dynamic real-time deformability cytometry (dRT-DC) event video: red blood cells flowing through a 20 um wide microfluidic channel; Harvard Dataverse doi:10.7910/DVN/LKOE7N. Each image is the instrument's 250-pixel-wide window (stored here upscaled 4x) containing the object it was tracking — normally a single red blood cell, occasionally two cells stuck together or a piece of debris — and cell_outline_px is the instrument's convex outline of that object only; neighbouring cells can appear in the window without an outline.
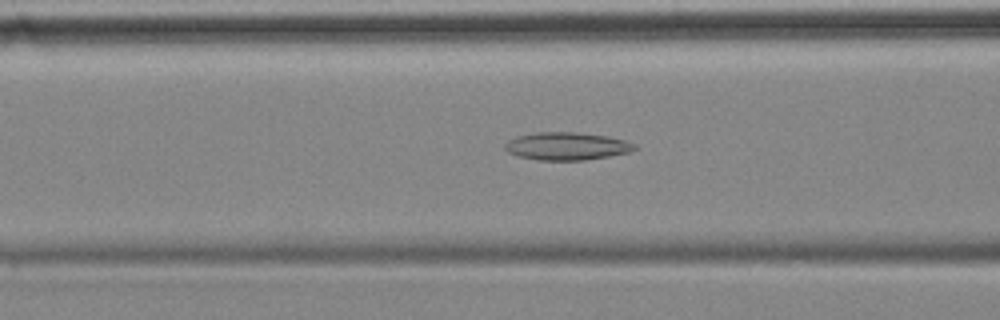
{"species": "common noctule bat (a hibernating species)", "species_latin": "Nyctalus noctula", "temperature_condition": "cold", "stored_images_in_passage": 56, "camera_frame_rate_fps": 3000, "um_per_image_px": 0.085, "animal": {"sex": "female", "body_mass_g": 18.4}, "frame": {"image": 1, "passage_image": 21, "time_ms": 6.667, "image_size_px": [1000, 320], "cell_outline_px": [[636, 148], [632, 152], [584, 160], [540, 160], [516, 156], [508, 152], [504, 148], [504, 144], [508, 140], [516, 136], [536, 132], [576, 132], [608, 136], [624, 140], [636, 144]], "centroid_in_image_um": [48.16, 12.42], "position_along_channel_um": 118.4, "area_um2": 21.1}}
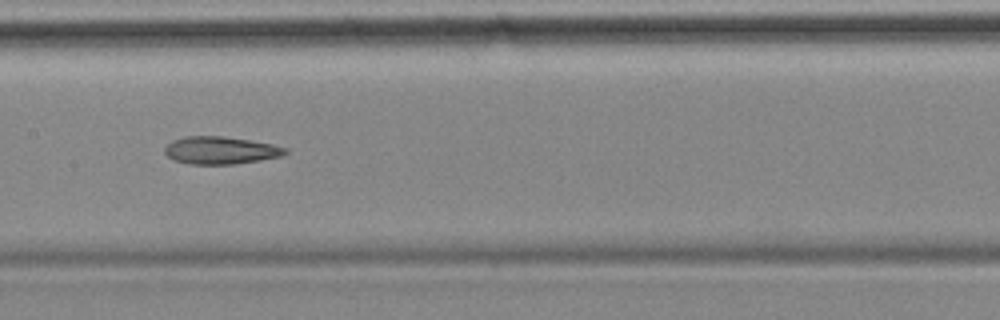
{"frame": {"image": 2, "passage_image": 27, "time_ms": 8.667, "image_size_px": [1000, 320], "cell_outline_px": [[288, 152], [280, 156], [260, 160], [232, 164], [188, 164], [176, 160], [168, 156], [164, 152], [164, 148], [172, 140], [184, 136], [224, 136], [272, 144], [288, 148]], "centroid_in_image_um": [18.74, 12.77], "position_along_channel_um": 188.7, "area_um2": 19.25}}
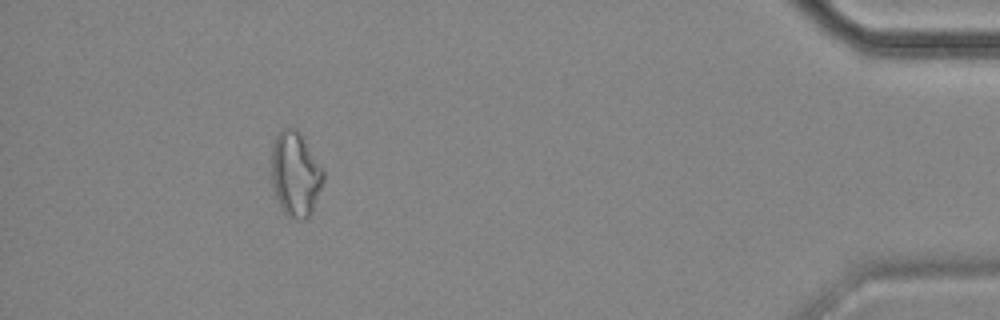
{"frame": {"image": 3, "passage_image": 51, "time_ms": 16.667, "image_size_px": [1000, 320], "cell_outline_px": [[324, 180], [312, 212], [304, 220], [300, 220], [288, 216], [280, 208], [272, 184], [272, 144], [276, 136], [284, 128], [296, 128], [324, 172]], "centroid_in_image_um": [25.1, 14.84], "position_along_channel_um": 410.1, "area_um2": 25.2}, "authors_computed_cell_mechanics": {"area_um2": 22.5131, "velocity_mm_per_s": 3.516, "shape_relaxation_time_tau1_ms": null, "shape_relaxation_time_tau2_ms": 7.8976, "deformation_change_tau1": null, "deformation_change_tau2": 0.2004}}